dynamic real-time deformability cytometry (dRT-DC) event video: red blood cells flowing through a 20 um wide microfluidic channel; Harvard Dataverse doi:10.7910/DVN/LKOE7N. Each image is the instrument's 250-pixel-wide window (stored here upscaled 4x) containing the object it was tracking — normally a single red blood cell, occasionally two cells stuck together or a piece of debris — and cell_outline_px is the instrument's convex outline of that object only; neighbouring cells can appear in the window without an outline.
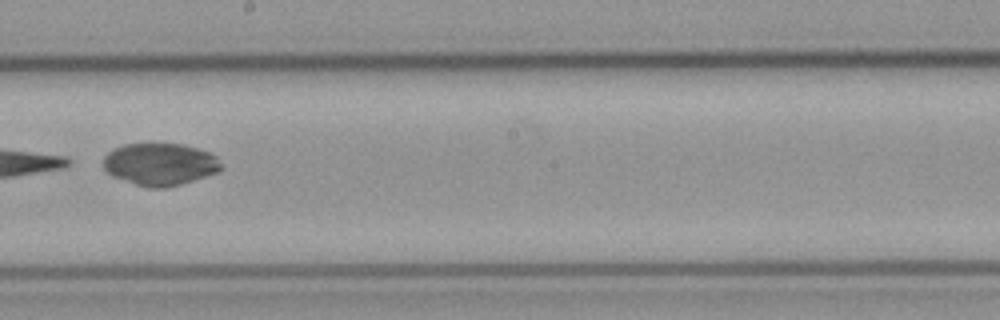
{"species": "common noctule bat (a hibernating species)", "species_latin": "Nyctalus noctula", "temperature_condition": "cold", "stored_images_in_passage": 7, "camera_frame_rate_fps": 3000, "um_per_image_px": 0.085, "animal": {"sex": "male", "body_mass_g": 23.1, "forearm_length_mm": 52.7}, "frame": {"image": 1, "passage_image": 7, "time_ms": 7.0, "image_size_px": [1000, 320], "cell_outline_px": [[224, 168], [220, 172], [180, 184], [164, 188], [148, 188], [112, 176], [104, 168], [104, 156], [112, 148], [124, 144], [184, 144], [208, 152], [216, 156]], "centroid_in_image_um": [13.62, 13.96], "position_along_channel_um": 234.6, "area_um2": 29.07}}